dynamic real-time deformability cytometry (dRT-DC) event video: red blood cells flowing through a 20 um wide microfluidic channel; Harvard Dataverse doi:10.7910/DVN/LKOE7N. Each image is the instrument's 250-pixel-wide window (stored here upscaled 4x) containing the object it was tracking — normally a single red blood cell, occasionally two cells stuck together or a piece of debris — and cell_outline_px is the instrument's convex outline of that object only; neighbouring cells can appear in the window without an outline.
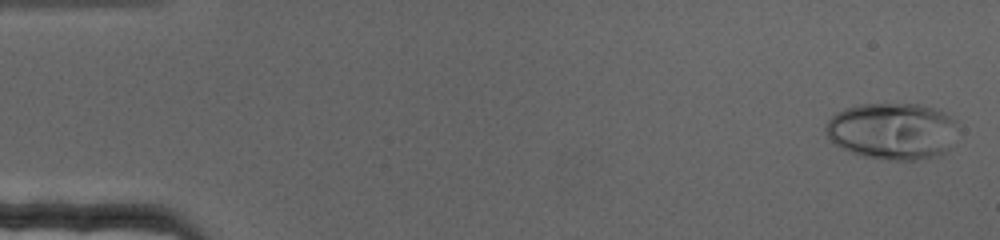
{"species": "human", "species_latin": "Homo sapiens", "temperature_condition": "cold", "stored_images_in_passage": 70, "camera_frame_rate_fps": 3000, "um_per_image_px": 0.085, "donor": {"sex": "female"}, "frame": {"image": 1, "passage_image": 2, "time_ms": 0.333, "image_size_px": [1000, 240], "cell_outline_px": [[960, 128], [944, 152], [936, 156], [920, 160], [888, 160], [864, 156], [852, 152], [832, 144], [824, 128], [828, 120], [836, 112], [844, 108], [860, 104], [916, 104], [932, 108], [944, 112], [956, 120]], "centroid_in_image_um": [75.84, 11.14], "position_along_channel_um": 9.2, "area_um2": 43.93}}
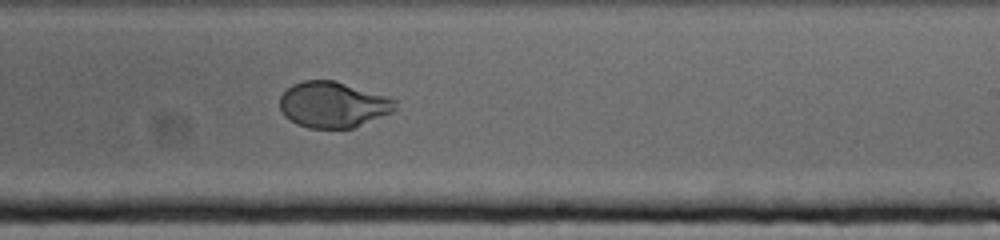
{"frame": {"image": 2, "passage_image": 43, "time_ms": 14.0, "image_size_px": [1000, 240], "cell_outline_px": [[396, 108], [392, 112], [352, 128], [308, 128], [296, 124], [284, 116], [280, 108], [280, 96], [292, 84], [304, 80], [336, 80], [396, 100]], "centroid_in_image_um": [28.26, 8.89], "position_along_channel_um": 260.7, "area_um2": 30.69}}
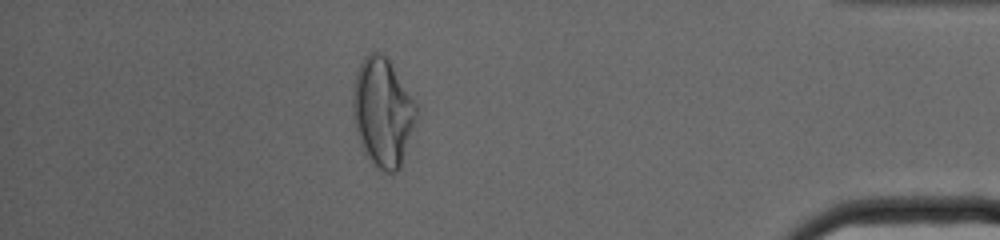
{"frame": {"image": 3, "passage_image": 62, "time_ms": 20.333, "image_size_px": [1000, 240], "cell_outline_px": [[420, 108], [400, 168], [392, 176], [376, 168], [372, 164], [364, 152], [360, 144], [356, 132], [352, 116], [352, 92], [356, 72], [364, 56], [372, 52], [380, 52], [388, 60]], "centroid_in_image_um": [32.52, 9.59], "position_along_channel_um": 402.7, "area_um2": 40.69}}